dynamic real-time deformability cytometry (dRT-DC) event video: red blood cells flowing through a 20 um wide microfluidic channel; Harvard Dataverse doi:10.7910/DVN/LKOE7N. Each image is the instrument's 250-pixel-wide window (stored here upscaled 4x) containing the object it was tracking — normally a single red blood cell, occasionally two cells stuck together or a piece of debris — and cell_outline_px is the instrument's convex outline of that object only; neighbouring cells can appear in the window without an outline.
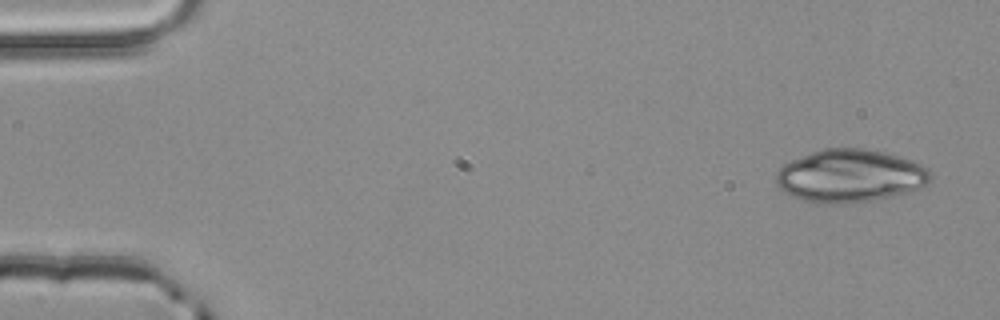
{"species": "common noctule bat (a hibernating species)", "species_latin": "Nyctalus noctula", "temperature_condition": "room temperature", "stored_images_in_passage": 4, "camera_frame_rate_fps": 3000, "um_per_image_px": 0.085, "animal": {"sex": "male", "body_mass_g": 20.4}, "frame": {"image": 1, "passage_image": 1, "time_ms": 0.0, "image_size_px": [1000, 320], "cell_outline_px": [[932, 176], [920, 188], [912, 192], [872, 200], [844, 204], [824, 204], [804, 200], [792, 196], [784, 192], [776, 184], [776, 172], [784, 164], [792, 160], [812, 152], [824, 148], [864, 148], [884, 152], [900, 156], [920, 164], [928, 168]], "centroid_in_image_um": [72.25, 14.95], "position_along_channel_um": 12.7, "area_um2": 47.63}}